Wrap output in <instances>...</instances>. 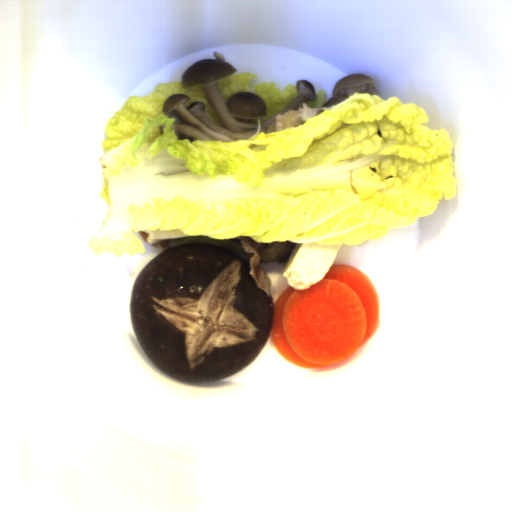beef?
<instances>
[{"label":"beef","mask_w":512,"mask_h":512,"mask_svg":"<svg viewBox=\"0 0 512 512\" xmlns=\"http://www.w3.org/2000/svg\"><path fill=\"white\" fill-rule=\"evenodd\" d=\"M231 240L239 242L244 251L253 254L250 258L248 273L258 287L272 299L271 280L261 263H279L286 266L295 244L288 240L259 243L249 236H238Z\"/></svg>","instance_id":"obj_1"},{"label":"beef","mask_w":512,"mask_h":512,"mask_svg":"<svg viewBox=\"0 0 512 512\" xmlns=\"http://www.w3.org/2000/svg\"><path fill=\"white\" fill-rule=\"evenodd\" d=\"M332 107V106H331ZM331 107H309L302 102L300 107L289 109L285 114H277L267 131L273 132L305 124L310 116L322 113Z\"/></svg>","instance_id":"obj_2"}]
</instances>
